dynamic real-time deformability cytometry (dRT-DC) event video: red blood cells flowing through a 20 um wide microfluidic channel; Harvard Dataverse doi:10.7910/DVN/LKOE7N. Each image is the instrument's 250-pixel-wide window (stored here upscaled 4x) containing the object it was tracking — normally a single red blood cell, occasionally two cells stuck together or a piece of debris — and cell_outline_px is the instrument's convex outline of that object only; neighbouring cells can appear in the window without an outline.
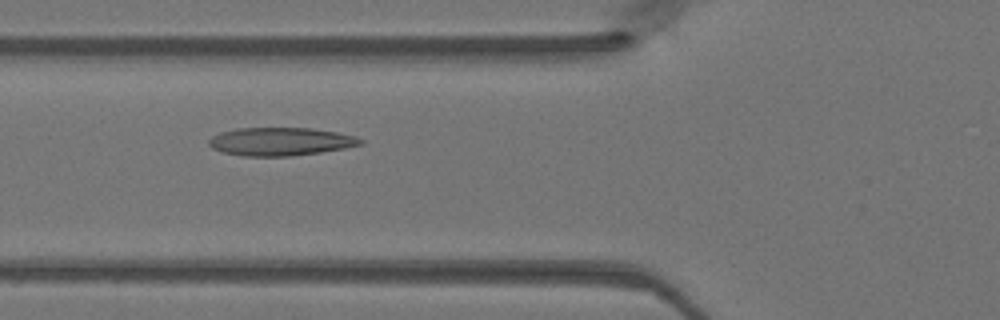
{"species": "Egyptian fruit bat (a non-hibernating species)", "species_latin": "Rousettus aegyptiacus", "temperature_condition": "warm", "stored_images_in_passage": 47, "camera_frame_rate_fps": 3000, "um_per_image_px": 0.085, "animal": {"sex": "female"}, "frame": {"image": 1, "passage_image": 17, "time_ms": 5.333, "image_size_px": [1000, 320], "cell_outline_px": [[364, 144], [344, 148], [320, 152], [288, 156], [244, 156], [224, 152], [212, 148], [208, 144], [208, 140], [212, 136], [220, 132], [236, 128], [312, 128], [336, 132], [356, 136], [364, 140]], "centroid_in_image_um": [23.85, 12.02], "position_along_channel_um": 102.0, "area_um2": 24.85}}
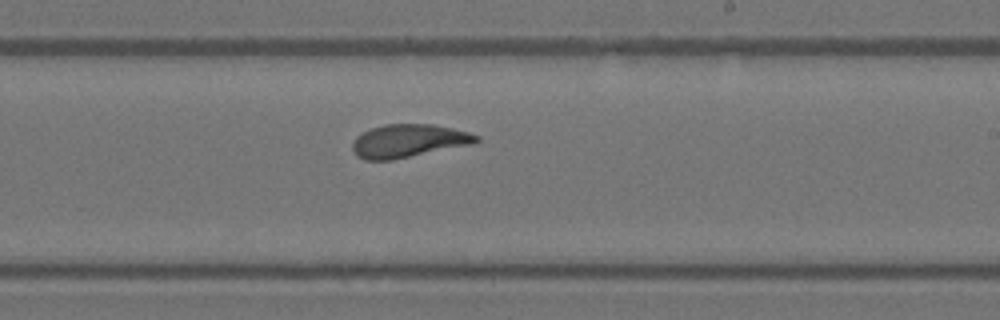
{"frame": {"image": 2, "passage_image": 28, "time_ms": 9.0, "image_size_px": [1000, 320], "cell_outline_px": [[480, 140], [476, 144], [392, 160], [364, 160], [356, 156], [352, 148], [352, 144], [356, 136], [372, 128], [384, 124], [432, 124], [452, 128], [468, 132], [480, 136]], "centroid_in_image_um": [34.76, 11.98], "position_along_channel_um": 254.2, "area_um2": 24.16}}
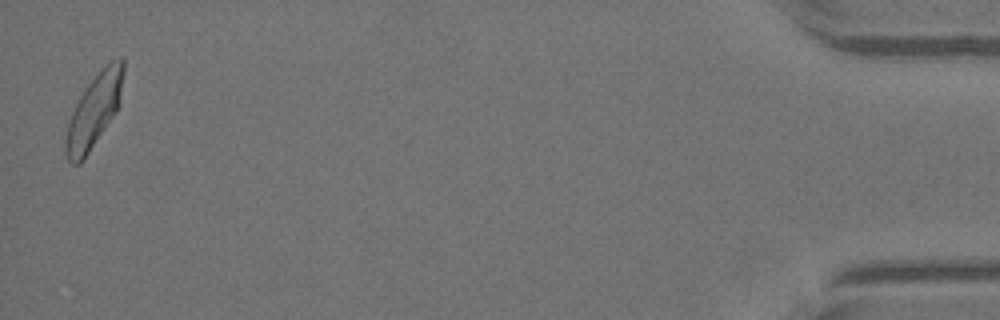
{"frame": {"image": 3, "passage_image": 47, "time_ms": 15.333, "image_size_px": [1000, 320], "cell_outline_px": [[124, 72], [116, 112], [84, 160], [80, 164], [72, 164], [68, 160], [64, 152], [64, 140], [68, 124], [72, 112], [84, 88], [100, 68], [104, 64], [120, 56], [124, 56]], "centroid_in_image_um": [7.98, 9.4], "position_along_channel_um": 427.2, "area_um2": 24.74}}